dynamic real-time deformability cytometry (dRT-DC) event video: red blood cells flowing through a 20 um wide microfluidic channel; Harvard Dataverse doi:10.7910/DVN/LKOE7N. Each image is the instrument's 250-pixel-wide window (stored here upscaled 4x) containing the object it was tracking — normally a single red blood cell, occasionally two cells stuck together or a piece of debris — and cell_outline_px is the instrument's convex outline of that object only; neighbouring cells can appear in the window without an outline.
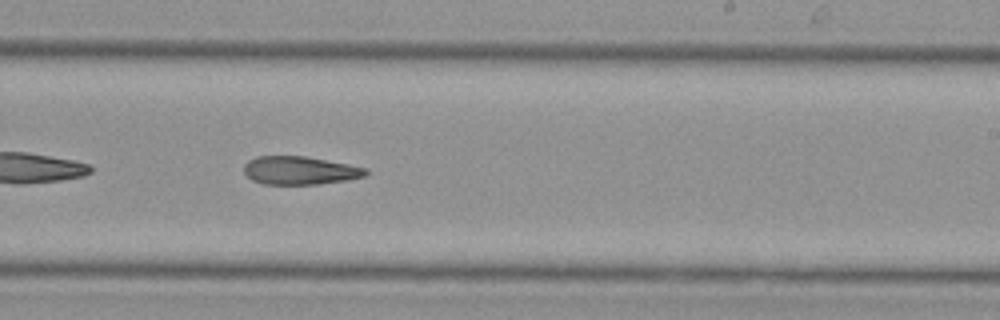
{"species": "Egyptian fruit bat (a non-hibernating species)", "species_latin": "Rousettus aegyptiacus", "temperature_condition": "cold", "stored_images_in_passage": 34, "camera_frame_rate_fps": 3000, "um_per_image_px": 0.085, "animal": {"sex": "female"}, "frame": {"image": 1, "passage_image": 20, "time_ms": 6.333, "image_size_px": [1000, 320], "cell_outline_px": [[368, 172], [364, 176], [344, 180], [316, 184], [264, 184], [252, 180], [244, 172], [244, 164], [248, 160], [256, 156], [304, 156], [348, 164], [368, 168]], "centroid_in_image_um": [25.46, 14.48], "position_along_channel_um": 263.5, "area_um2": 19.88}}
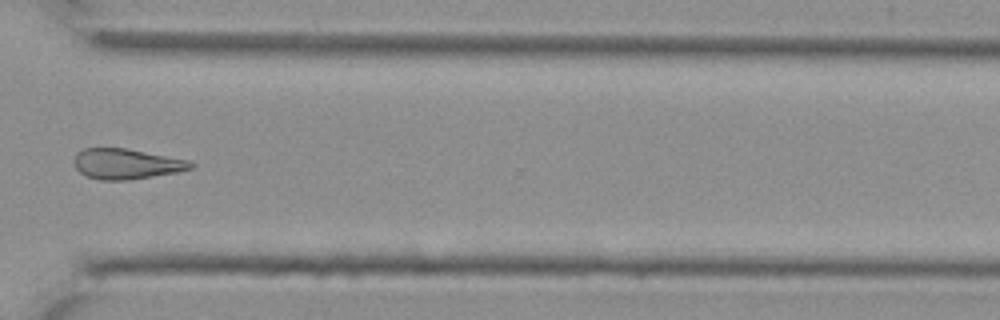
{"frame": {"image": 2, "passage_image": 25, "time_ms": 8.0, "image_size_px": [1000, 320], "cell_outline_px": [[196, 164], [192, 168], [176, 172], [128, 180], [100, 180], [88, 176], [80, 172], [76, 168], [76, 152], [84, 148], [124, 148], [188, 160]], "centroid_in_image_um": [10.75, 13.93], "position_along_channel_um": 359.9, "area_um2": 20.29}}